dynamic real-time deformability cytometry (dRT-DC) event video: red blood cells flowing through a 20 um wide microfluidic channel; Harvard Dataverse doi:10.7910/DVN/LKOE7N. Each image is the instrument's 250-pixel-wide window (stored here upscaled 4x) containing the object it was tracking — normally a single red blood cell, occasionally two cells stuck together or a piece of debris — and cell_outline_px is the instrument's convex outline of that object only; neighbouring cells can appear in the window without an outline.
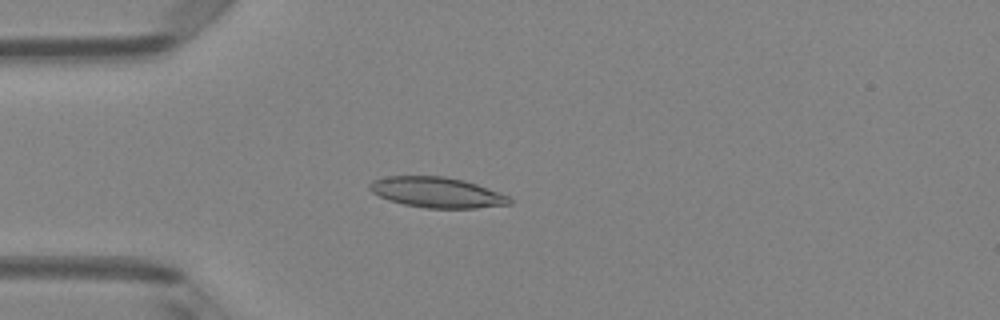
{"species": "Egyptian fruit bat (a non-hibernating species)", "species_latin": "Rousettus aegyptiacus", "temperature_condition": "room temperature", "stored_images_in_passage": 48, "camera_frame_rate_fps": 3000, "um_per_image_px": 0.085, "animal": {"sex": "female"}, "frame": {"image": 1, "passage_image": 12, "time_ms": 3.667, "image_size_px": [1000, 320], "cell_outline_px": [[512, 204], [476, 208], [424, 208], [404, 204], [388, 200], [372, 192], [368, 188], [368, 184], [372, 180], [388, 176], [444, 176], [464, 180], [476, 184], [508, 196], [512, 200]], "centroid_in_image_um": [37.11, 16.35], "position_along_channel_um": 47.9, "area_um2": 24.8}}
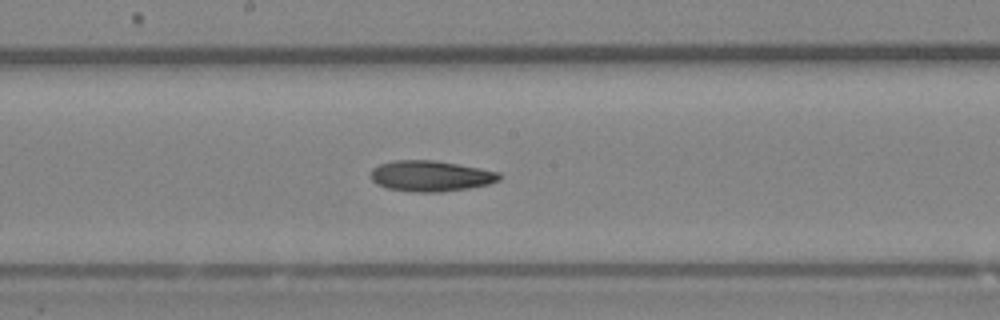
{"frame": {"image": 2, "passage_image": 25, "time_ms": 8.0, "image_size_px": [1000, 320], "cell_outline_px": [[504, 176], [500, 180], [488, 184], [468, 188], [440, 192], [412, 192], [388, 188], [376, 184], [368, 176], [372, 168], [380, 164], [392, 160], [432, 160], [480, 168], [500, 172]], "centroid_in_image_um": [36.59, 14.96], "position_along_channel_um": 211.6, "area_um2": 23.24}}
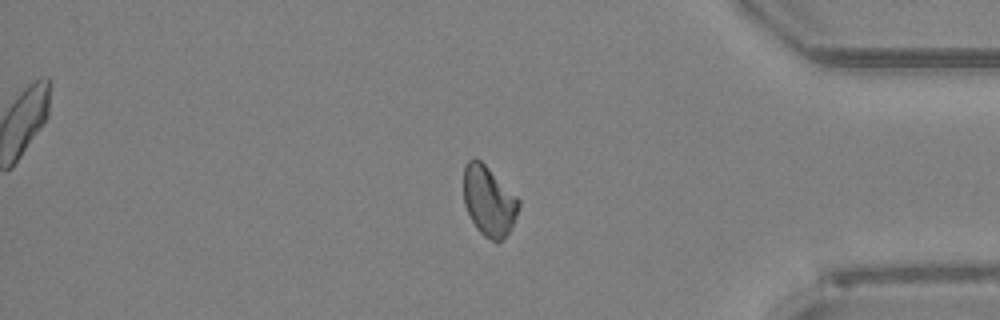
{"frame": {"image": 3, "passage_image": 40, "time_ms": 13.0, "image_size_px": [1000, 320], "cell_outline_px": [[520, 204], [516, 216], [508, 232], [496, 244], [484, 236], [476, 228], [464, 204], [464, 164], [468, 160], [476, 156], [520, 200]], "centroid_in_image_um": [41.53, 17.08], "position_along_channel_um": 393.7, "area_um2": 22.2}, "authors_computed_cell_mechanics": {"area_um2": 23.0911, "velocity_mm_per_s": 4.1311, "shape_relaxation_time_tau1_ms": null, "shape_relaxation_time_tau2_ms": 8.7123, "deformation_change_tau1": null, "deformation_change_tau2": 0.1608}}